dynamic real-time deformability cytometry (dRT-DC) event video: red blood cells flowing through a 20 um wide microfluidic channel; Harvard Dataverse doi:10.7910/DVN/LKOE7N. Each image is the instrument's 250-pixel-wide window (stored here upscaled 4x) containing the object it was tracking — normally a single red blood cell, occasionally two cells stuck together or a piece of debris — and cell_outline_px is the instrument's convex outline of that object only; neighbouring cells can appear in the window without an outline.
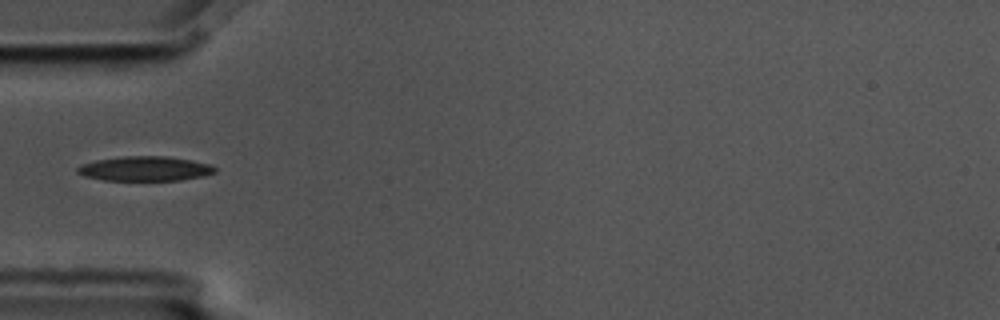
{"species": "common noctule bat (a hibernating species)", "species_latin": "Nyctalus noctula", "temperature_condition": "cold", "stored_images_in_passage": 1, "camera_frame_rate_fps": 3000, "um_per_image_px": 0.085, "animal": {"sex": "male", "body_mass_g": 17.5, "forearm_length_mm": 52.3}, "frame": {"image": 1, "passage_image": 1, "time_ms": 0.0, "image_size_px": [1000, 320], "cell_outline_px": [[216, 172], [204, 176], [180, 180], [104, 180], [84, 176], [76, 172], [76, 168], [80, 164], [96, 160], [124, 156], [168, 156], [192, 160], [212, 164], [216, 168]], "centroid_in_image_um": [12.34, 14.33], "position_along_channel_um": 72.7, "area_um2": 19.88}}